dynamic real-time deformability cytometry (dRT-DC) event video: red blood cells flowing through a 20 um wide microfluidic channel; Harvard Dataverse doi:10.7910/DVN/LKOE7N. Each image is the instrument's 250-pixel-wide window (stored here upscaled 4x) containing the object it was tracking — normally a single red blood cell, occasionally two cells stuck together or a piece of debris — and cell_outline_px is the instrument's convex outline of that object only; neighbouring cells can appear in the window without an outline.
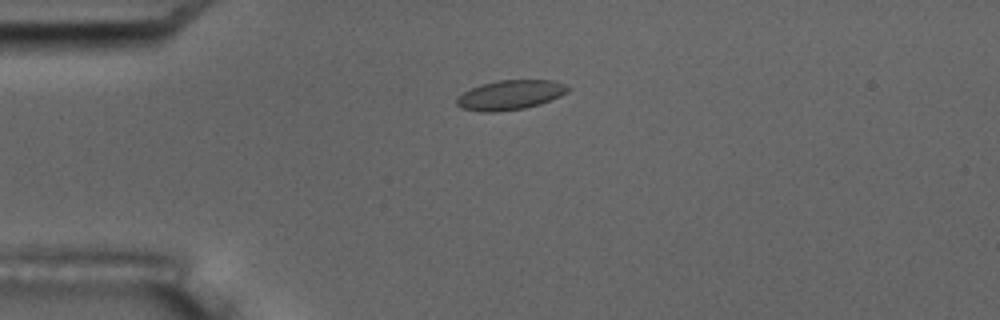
{"species": "common noctule bat (a hibernating species)", "species_latin": "Nyctalus noctula", "temperature_condition": "room temperature", "stored_images_in_passage": 1, "camera_frame_rate_fps": 3000, "um_per_image_px": 0.085, "animal": {"sex": "male", "body_mass_g": 17.5, "forearm_length_mm": 52.3}, "frame": {"image": 1, "passage_image": 1, "time_ms": 0.0, "image_size_px": [1000, 320], "cell_outline_px": [[572, 88], [568, 92], [560, 96], [540, 104], [524, 108], [496, 112], [480, 112], [460, 108], [456, 104], [456, 100], [464, 92], [480, 84], [500, 80], [552, 80], [568, 84]], "centroid_in_image_um": [43.4, 8.07], "position_along_channel_um": 41.6, "area_um2": 19.31}}